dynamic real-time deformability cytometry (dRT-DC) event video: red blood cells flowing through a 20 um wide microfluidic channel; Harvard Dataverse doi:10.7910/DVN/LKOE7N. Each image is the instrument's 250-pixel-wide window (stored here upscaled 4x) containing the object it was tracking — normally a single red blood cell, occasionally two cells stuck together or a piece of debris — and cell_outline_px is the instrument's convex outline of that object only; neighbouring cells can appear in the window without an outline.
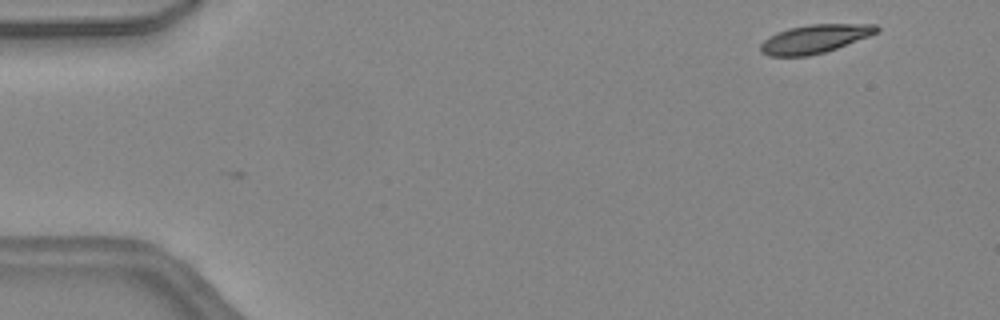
{"species": "common noctule bat (a hibernating species)", "species_latin": "Nyctalus noctula", "temperature_condition": "warm", "stored_images_in_passage": 2, "camera_frame_rate_fps": 3000, "um_per_image_px": 0.085, "animal": {"sex": "female", "body_mass_g": 24.6, "forearm_length_mm": 56.2}, "frame": {"image": 1, "passage_image": 1, "time_ms": 0.0, "image_size_px": [1000, 320], "cell_outline_px": [[880, 32], [836, 48], [824, 52], [808, 56], [768, 56], [760, 52], [760, 44], [768, 36], [776, 32], [788, 28], [812, 24], [876, 24], [880, 28]], "centroid_in_image_um": [69.24, 3.3], "position_along_channel_um": 15.8, "area_um2": 19.36}}